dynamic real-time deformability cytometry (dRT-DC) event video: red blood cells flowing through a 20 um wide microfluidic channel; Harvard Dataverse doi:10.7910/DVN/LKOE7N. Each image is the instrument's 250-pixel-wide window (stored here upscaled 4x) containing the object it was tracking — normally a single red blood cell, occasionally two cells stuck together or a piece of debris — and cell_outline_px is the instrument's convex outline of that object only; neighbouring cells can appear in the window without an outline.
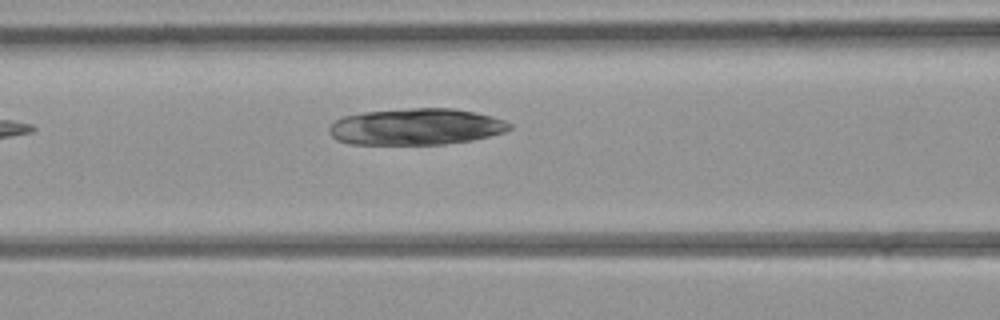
{"species": "common noctule bat (a hibernating species)", "species_latin": "Nyctalus noctula", "temperature_condition": "room temperature", "stored_images_in_passage": 4, "camera_frame_rate_fps": 3000, "um_per_image_px": 0.085, "animal": {"sex": "female", "body_mass_g": 21.9}, "frame": {"image": 1, "passage_image": 4, "time_ms": 3.667, "image_size_px": [1000, 320], "cell_outline_px": [[512, 128], [504, 132], [472, 140], [444, 144], [348, 144], [336, 140], [328, 132], [328, 128], [336, 120], [344, 116], [364, 112], [412, 108], [456, 108], [476, 112], [492, 116], [504, 120], [512, 124]], "centroid_in_image_um": [35.37, 10.77], "position_along_channel_um": 131.2, "area_um2": 38.44}}